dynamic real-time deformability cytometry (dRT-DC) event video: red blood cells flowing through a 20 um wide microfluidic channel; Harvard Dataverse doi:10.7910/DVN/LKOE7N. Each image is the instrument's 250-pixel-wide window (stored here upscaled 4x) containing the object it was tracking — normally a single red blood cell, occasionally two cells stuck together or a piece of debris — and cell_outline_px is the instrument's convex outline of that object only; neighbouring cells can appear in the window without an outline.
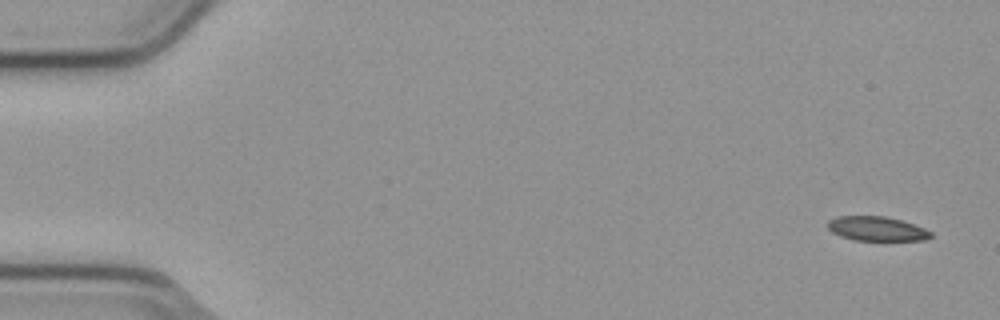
{"species": "common noctule bat (a hibernating species)", "species_latin": "Nyctalus noctula", "temperature_condition": "cold", "stored_images_in_passage": 5, "camera_frame_rate_fps": 3000, "um_per_image_px": 0.085, "animal": {"sex": "male", "body_mass_g": 23.1, "forearm_length_mm": 52.7}, "frame": {"image": 1, "passage_image": 1, "time_ms": 0.0, "image_size_px": [1000, 320], "cell_outline_px": [[932, 236], [924, 240], [856, 240], [840, 236], [832, 232], [828, 228], [828, 220], [836, 216], [884, 216], [900, 220], [924, 228], [932, 232]], "centroid_in_image_um": [74.5, 19.44], "position_along_channel_um": 10.5, "area_um2": 14.51}}
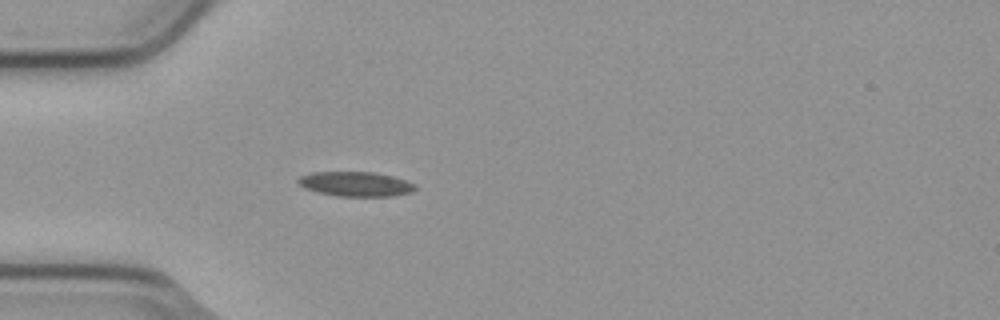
{"frame": {"image": 2, "passage_image": 5, "time_ms": 1.333, "image_size_px": [1000, 320], "cell_outline_px": [[416, 188], [412, 192], [392, 196], [336, 196], [304, 188], [296, 184], [296, 180], [300, 176], [312, 172], [372, 172], [392, 176], [416, 184]], "centroid_in_image_um": [30.2, 15.64], "position_along_channel_um": 54.8, "area_um2": 16.82}}